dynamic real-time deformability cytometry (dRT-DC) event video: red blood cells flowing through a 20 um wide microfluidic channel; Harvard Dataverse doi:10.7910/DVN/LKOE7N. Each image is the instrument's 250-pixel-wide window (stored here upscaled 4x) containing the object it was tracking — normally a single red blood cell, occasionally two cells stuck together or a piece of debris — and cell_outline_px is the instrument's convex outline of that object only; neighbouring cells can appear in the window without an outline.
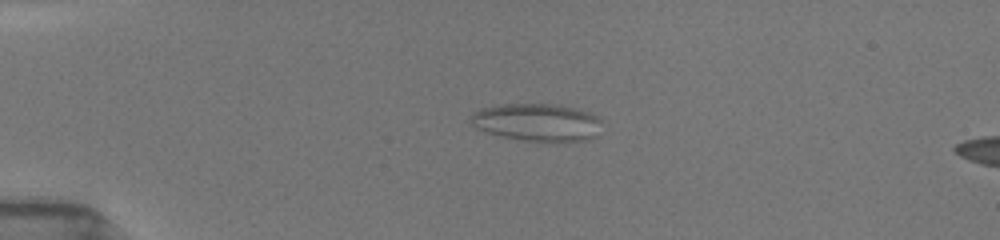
{"species": "common noctule bat (a hibernating species)", "species_latin": "Nyctalus noctula", "temperature_condition": "room temperature", "stored_images_in_passage": 44, "camera_frame_rate_fps": 3000, "um_per_image_px": 0.085, "animal": {"sex": "female", "body_mass_g": 19.5, "forearm_length_mm": 54.1}, "frame": {"image": 1, "passage_image": 37, "time_ms": 4.667, "image_size_px": [1000, 240], "cell_outline_px": [[592, 136], [572, 140], [524, 140], [504, 136], [480, 128], [476, 116], [484, 108], [508, 104], [556, 104], [576, 108], [588, 112], [592, 116]], "centroid_in_image_um": [45.62, 10.35], "position_along_channel_um": 39.4, "area_um2": 25.78}}